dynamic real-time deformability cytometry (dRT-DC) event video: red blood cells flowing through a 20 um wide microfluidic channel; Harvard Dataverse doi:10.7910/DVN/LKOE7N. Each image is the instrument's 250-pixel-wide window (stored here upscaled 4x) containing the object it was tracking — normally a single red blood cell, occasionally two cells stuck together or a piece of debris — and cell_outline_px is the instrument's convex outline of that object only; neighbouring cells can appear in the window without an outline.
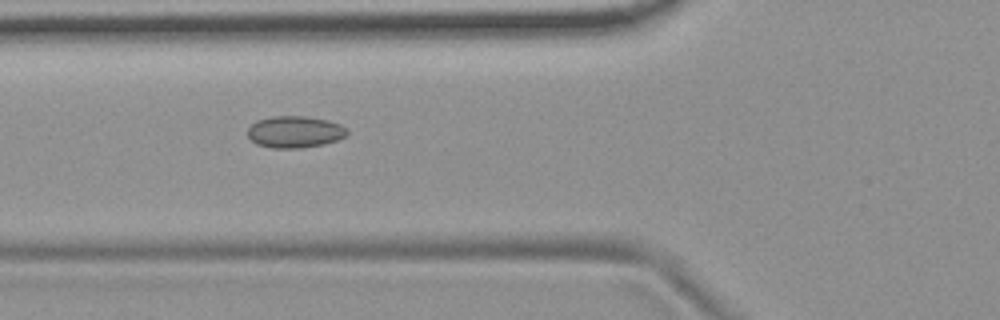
{"species": "common noctule bat (a hibernating species)", "species_latin": "Nyctalus noctula", "temperature_condition": "room temperature", "stored_images_in_passage": 10, "camera_frame_rate_fps": 3000, "um_per_image_px": 0.085, "animal": {"sex": "female", "body_mass_g": 19.9}, "frame": {"image": 1, "passage_image": 5, "time_ms": 4.667, "image_size_px": [1000, 320], "cell_outline_px": [[348, 136], [324, 144], [300, 148], [272, 148], [256, 144], [248, 136], [248, 128], [256, 120], [272, 116], [304, 116], [328, 120], [340, 124], [348, 128]], "centroid_in_image_um": [25.08, 11.21], "position_along_channel_um": 100.7, "area_um2": 18.55}}
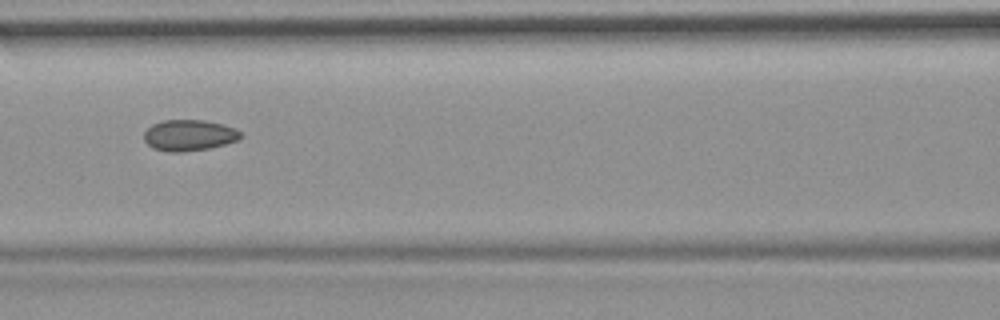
{"frame": {"image": 2, "passage_image": 6, "time_ms": 6.0, "image_size_px": [1000, 320], "cell_outline_px": [[244, 136], [240, 140], [208, 148], [180, 152], [168, 152], [152, 148], [144, 140], [144, 132], [152, 124], [164, 120], [204, 120], [224, 124], [236, 128]], "centroid_in_image_um": [16.1, 11.49], "position_along_channel_um": 150.5, "area_um2": 17.63}}
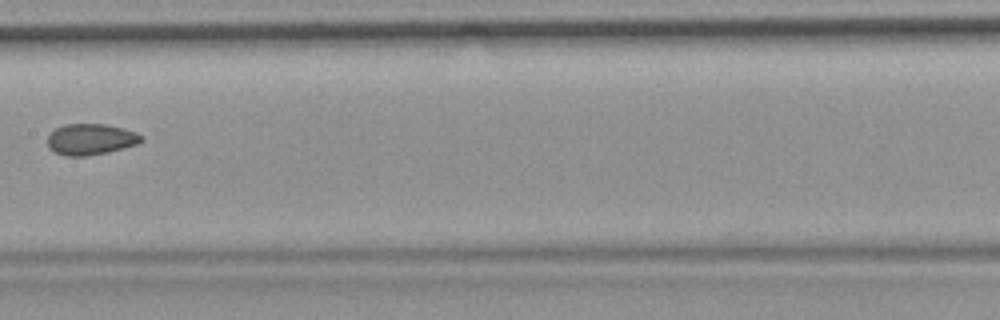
{"frame": {"image": 3, "passage_image": 7, "time_ms": 7.333, "image_size_px": [1000, 320], "cell_outline_px": [[144, 140], [136, 144], [108, 152], [84, 156], [64, 156], [52, 152], [48, 148], [48, 136], [56, 128], [64, 124], [104, 124], [124, 128], [136, 132], [144, 136]], "centroid_in_image_um": [7.7, 11.84], "position_along_channel_um": 199.7, "area_um2": 17.11}}